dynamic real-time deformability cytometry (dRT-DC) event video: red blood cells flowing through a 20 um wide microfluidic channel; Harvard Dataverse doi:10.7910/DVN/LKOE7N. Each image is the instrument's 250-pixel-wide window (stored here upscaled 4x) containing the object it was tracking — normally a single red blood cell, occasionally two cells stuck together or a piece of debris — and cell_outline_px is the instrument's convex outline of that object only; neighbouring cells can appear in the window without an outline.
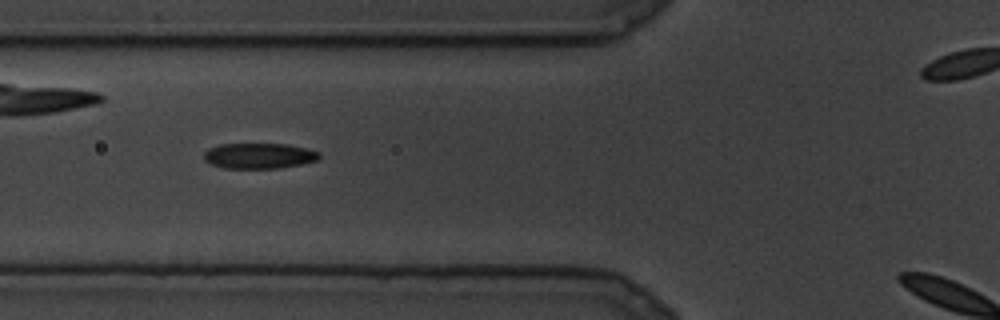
{"species": "common noctule bat (a hibernating species)", "species_latin": "Nyctalus noctula", "temperature_condition": "cold", "stored_images_in_passage": 9, "camera_frame_rate_fps": 3000, "um_per_image_px": 0.085, "animal": {"sex": "male", "body_mass_g": 19.5, "forearm_length_mm": 54.6}, "frame": {"image": 1, "passage_image": 3, "time_ms": 0.667, "image_size_px": [1000, 320], "cell_outline_px": [[320, 156], [316, 160], [300, 164], [280, 168], [224, 168], [212, 164], [204, 160], [204, 152], [208, 148], [220, 144], [288, 144], [308, 148], [320, 152]], "centroid_in_image_um": [22.02, 13.23], "position_along_channel_um": 103.8, "area_um2": 17.17}}
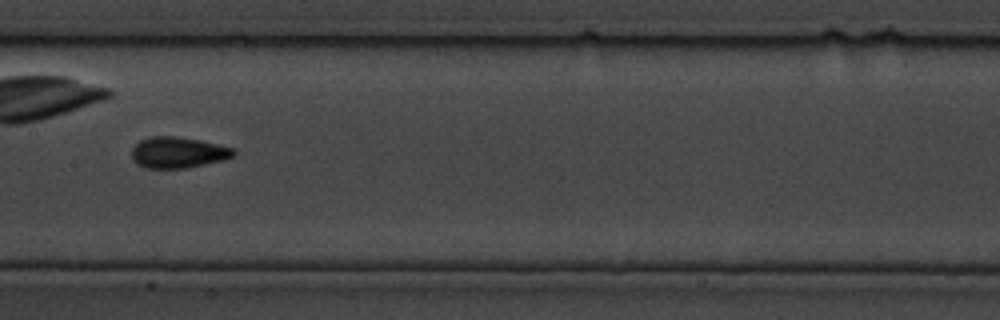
{"frame": {"image": 2, "passage_image": 6, "time_ms": 1.667, "image_size_px": [1000, 320], "cell_outline_px": [[236, 152], [232, 156], [224, 160], [184, 168], [144, 168], [136, 164], [132, 160], [132, 148], [140, 140], [148, 136], [176, 136], [200, 140], [236, 148]], "centroid_in_image_um": [15.11, 12.95], "position_along_channel_um": 192.3, "area_um2": 18.61}}
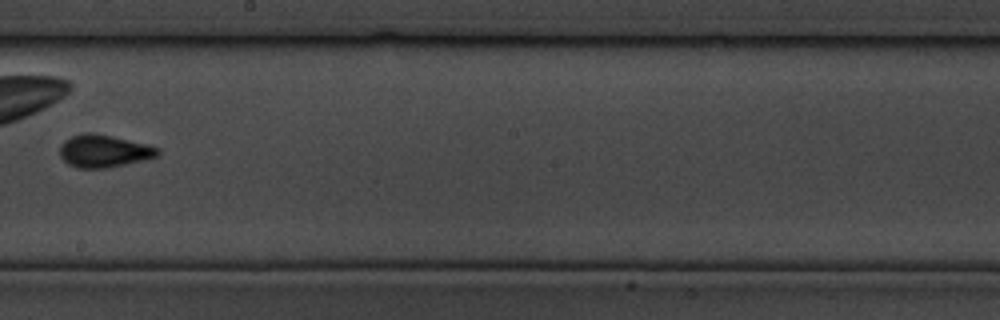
{"frame": {"image": 3, "passage_image": 8, "time_ms": 2.333, "image_size_px": [1000, 320], "cell_outline_px": [[160, 152], [156, 156], [144, 160], [108, 168], [76, 168], [68, 164], [60, 156], [60, 148], [64, 140], [72, 136], [88, 132], [92, 132], [112, 136], [148, 144], [160, 148]], "centroid_in_image_um": [8.84, 12.84], "position_along_channel_um": 239.4, "area_um2": 18.61}}